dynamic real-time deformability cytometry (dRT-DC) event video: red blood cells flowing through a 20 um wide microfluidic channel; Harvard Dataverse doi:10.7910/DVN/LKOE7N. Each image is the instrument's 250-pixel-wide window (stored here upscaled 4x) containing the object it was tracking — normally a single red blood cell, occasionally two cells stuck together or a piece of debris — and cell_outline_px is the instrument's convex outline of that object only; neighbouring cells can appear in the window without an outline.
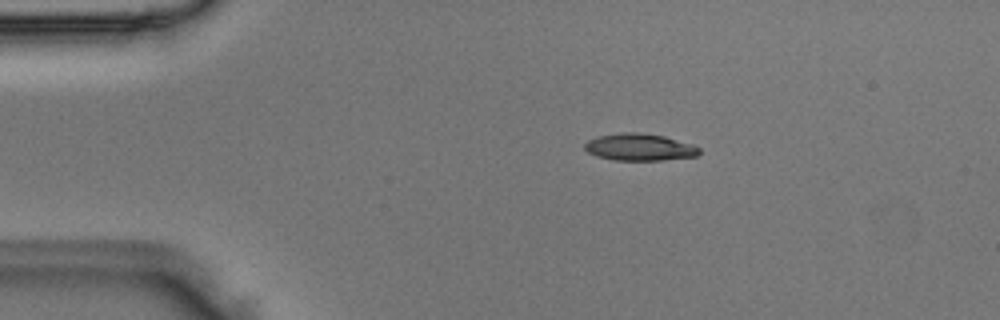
{"species": "Egyptian fruit bat (a non-hibernating species)", "species_latin": "Rousettus aegyptiacus", "temperature_condition": "room temperature", "stored_images_in_passage": 5, "camera_frame_rate_fps": 3000, "um_per_image_px": 0.085, "animal": {"sex": "male"}, "frame": {"image": 1, "passage_image": 3, "time_ms": 0.667, "image_size_px": [1000, 320], "cell_outline_px": [[700, 152], [696, 156], [664, 160], [612, 160], [596, 156], [588, 152], [584, 148], [584, 144], [588, 140], [596, 136], [624, 132], [640, 132], [664, 136], [692, 144], [700, 148]], "centroid_in_image_um": [54.34, 12.5], "position_along_channel_um": 30.7, "area_um2": 18.15}}